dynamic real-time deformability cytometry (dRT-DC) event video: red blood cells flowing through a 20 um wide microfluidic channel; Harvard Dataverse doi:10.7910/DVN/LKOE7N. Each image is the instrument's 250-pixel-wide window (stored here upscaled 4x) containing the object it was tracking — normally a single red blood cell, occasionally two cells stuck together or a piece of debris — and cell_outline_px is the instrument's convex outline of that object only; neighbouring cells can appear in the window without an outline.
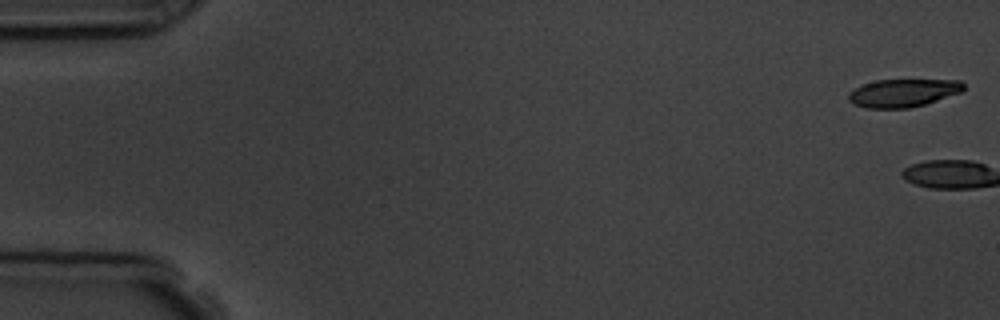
{"species": "common noctule bat (a hibernating species)", "species_latin": "Nyctalus noctula", "temperature_condition": "room temperature", "stored_images_in_passage": 6, "camera_frame_rate_fps": 3000, "um_per_image_px": 0.085, "animal": {"sex": "male", "body_mass_g": 19.5, "forearm_length_mm": 54.6}, "frame": {"image": 1, "passage_image": 1, "time_ms": 0.0, "image_size_px": [1000, 320], "cell_outline_px": [[964, 88], [960, 92], [924, 104], [908, 108], [864, 108], [852, 104], [848, 100], [848, 92], [860, 84], [876, 80], [960, 80], [964, 84]], "centroid_in_image_um": [76.68, 7.89], "position_along_channel_um": 8.3, "area_um2": 18.79}}